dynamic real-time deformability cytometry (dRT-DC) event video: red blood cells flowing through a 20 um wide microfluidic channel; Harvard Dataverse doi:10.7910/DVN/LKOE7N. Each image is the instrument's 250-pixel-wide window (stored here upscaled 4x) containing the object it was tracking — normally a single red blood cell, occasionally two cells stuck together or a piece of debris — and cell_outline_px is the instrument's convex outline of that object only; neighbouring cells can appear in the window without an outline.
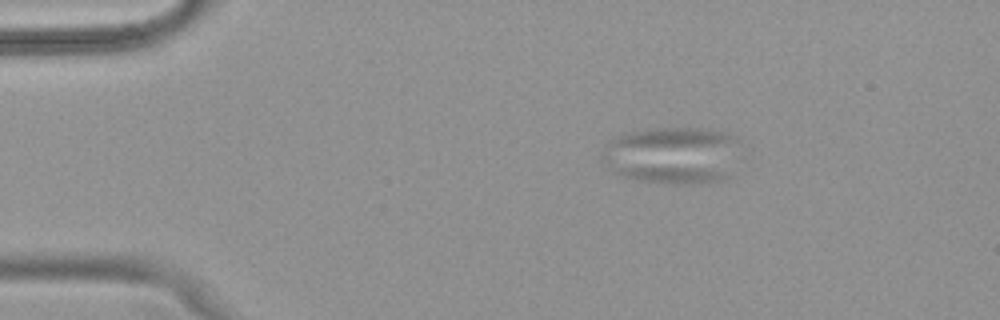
{"species": "common noctule bat (a hibernating species)", "species_latin": "Nyctalus noctula", "temperature_condition": "warm", "stored_images_in_passage": 42, "camera_frame_rate_fps": 3000, "um_per_image_px": 0.085, "animal": {"sex": "female", "body_mass_g": 18.4}, "frame": {"image": 1, "passage_image": 10, "time_ms": 3.0, "image_size_px": [1000, 320], "cell_outline_px": [[736, 136], [724, 176], [716, 180], [680, 184], [640, 180], [616, 172], [600, 156], [612, 140], [620, 136], [632, 132], [656, 128], [700, 128], [720, 132]], "centroid_in_image_um": [57.04, 13.16], "position_along_channel_um": 28.0, "area_um2": 43.29}}
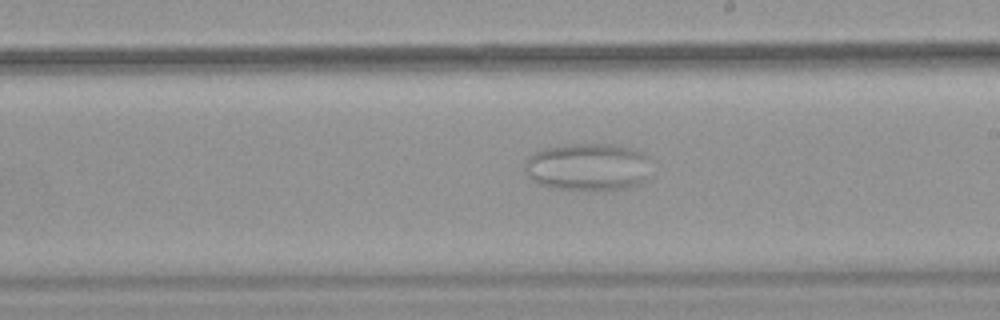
{"frame": {"image": 2, "passage_image": 32, "time_ms": 10.333, "image_size_px": [1000, 320], "cell_outline_px": [[644, 180], [636, 184], [620, 188], [552, 188], [540, 184], [532, 180], [528, 172], [524, 160], [528, 156], [544, 148], [564, 144], [620, 144], [632, 148], [640, 152], [644, 156]], "centroid_in_image_um": [49.86, 14.13], "position_along_channel_um": 239.1, "area_um2": 33.64}}